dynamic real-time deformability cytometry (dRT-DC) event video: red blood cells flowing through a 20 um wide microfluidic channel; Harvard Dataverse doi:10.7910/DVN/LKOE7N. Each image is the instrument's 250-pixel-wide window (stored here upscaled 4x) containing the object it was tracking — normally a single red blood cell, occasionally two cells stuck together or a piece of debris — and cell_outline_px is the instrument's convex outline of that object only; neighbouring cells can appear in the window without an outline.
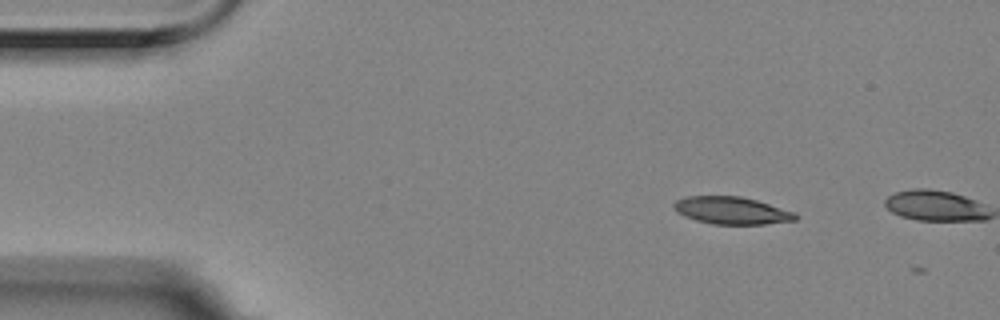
{"species": "Egyptian fruit bat (a non-hibernating species)", "species_latin": "Rousettus aegyptiacus", "temperature_condition": "room temperature", "stored_images_in_passage": 3, "camera_frame_rate_fps": 3000, "um_per_image_px": 0.085, "animal": {"sex": "female"}, "frame": {"image": 1, "passage_image": 1, "time_ms": 0.0, "image_size_px": [1000, 320], "cell_outline_px": [[796, 220], [764, 224], [712, 224], [696, 220], [684, 216], [676, 212], [672, 204], [676, 200], [688, 196], [740, 196], [756, 200], [796, 212]], "centroid_in_image_um": [62.17, 17.89], "position_along_channel_um": 22.8, "area_um2": 19.36}}